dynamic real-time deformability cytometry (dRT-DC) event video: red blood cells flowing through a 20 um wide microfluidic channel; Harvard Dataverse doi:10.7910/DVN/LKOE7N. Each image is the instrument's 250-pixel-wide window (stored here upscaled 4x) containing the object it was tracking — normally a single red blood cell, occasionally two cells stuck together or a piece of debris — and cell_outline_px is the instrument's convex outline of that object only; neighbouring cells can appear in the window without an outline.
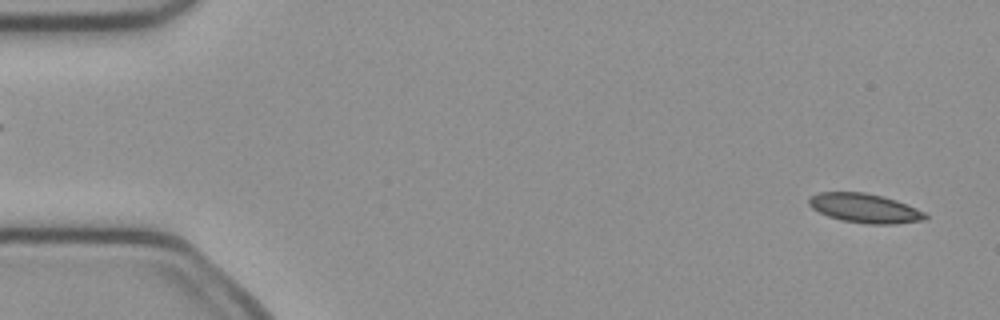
{"species": "common noctule bat (a hibernating species)", "species_latin": "Nyctalus noctula", "temperature_condition": "cold", "stored_images_in_passage": 51, "camera_frame_rate_fps": 3000, "um_per_image_px": 0.085, "animal": {"sex": "female", "body_mass_g": 21.9}, "frame": {"image": 1, "passage_image": 2, "time_ms": 0.333, "image_size_px": [1000, 320], "cell_outline_px": [[928, 216], [924, 220], [896, 224], [868, 224], [840, 220], [828, 216], [812, 208], [808, 204], [808, 200], [812, 196], [820, 192], [864, 192], [884, 196], [896, 200], [916, 208], [924, 212]], "centroid_in_image_um": [73.51, 17.7], "position_along_channel_um": 11.5, "area_um2": 19.83}}
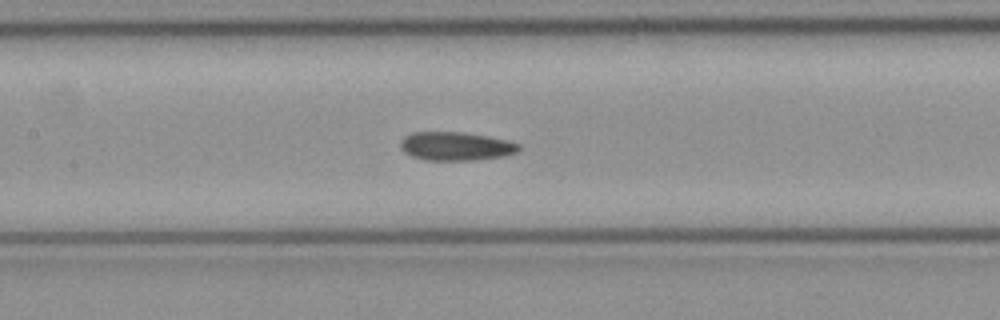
{"frame": {"image": 2, "passage_image": 23, "time_ms": 7.333, "image_size_px": [1000, 320], "cell_outline_px": [[520, 148], [516, 152], [504, 156], [476, 160], [424, 160], [412, 156], [404, 152], [400, 148], [400, 140], [404, 136], [412, 132], [464, 132], [488, 136], [508, 140], [520, 144]], "centroid_in_image_um": [38.73, 12.42], "position_along_channel_um": 168.7, "area_um2": 19.88}}
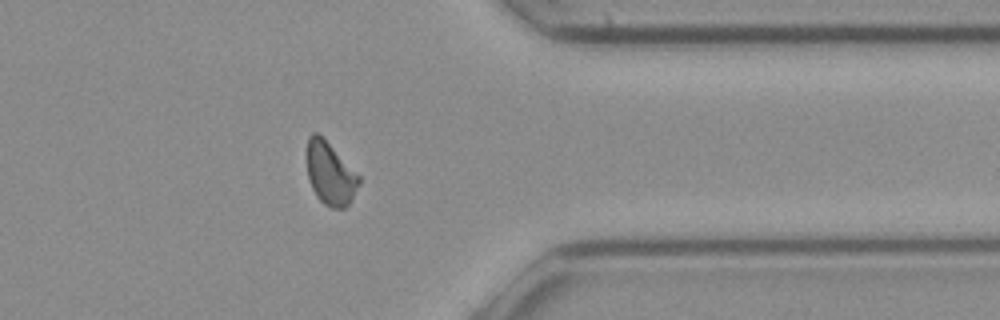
{"frame": {"image": 3, "passage_image": 40, "time_ms": 13.0, "image_size_px": [1000, 320], "cell_outline_px": [[360, 184], [348, 204], [344, 208], [332, 208], [324, 204], [316, 196], [312, 188], [308, 176], [308, 136], [312, 132], [316, 132], [360, 176]], "centroid_in_image_um": [28.07, 14.79], "position_along_channel_um": 383.3, "area_um2": 18.44}, "authors_computed_cell_mechanics": {"area_um2": 19.8254, "velocity_mm_per_s": 4.0148, "shape_relaxation_time_tau1_ms": null, "shape_relaxation_time_tau2_ms": 3.3009, "deformation_change_tau1": null, "deformation_change_tau2": 0.095}}